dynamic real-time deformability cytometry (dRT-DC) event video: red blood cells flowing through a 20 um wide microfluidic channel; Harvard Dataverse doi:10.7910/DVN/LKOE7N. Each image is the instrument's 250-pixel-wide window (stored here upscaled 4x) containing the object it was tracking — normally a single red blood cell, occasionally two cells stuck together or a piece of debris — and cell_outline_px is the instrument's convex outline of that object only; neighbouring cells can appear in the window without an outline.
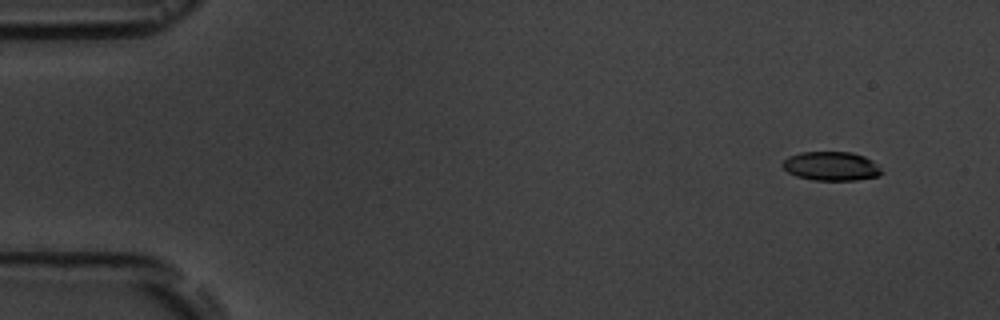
{"species": "common noctule bat (a hibernating species)", "species_latin": "Nyctalus noctula", "temperature_condition": "room temperature", "stored_images_in_passage": 9, "camera_frame_rate_fps": 3000, "um_per_image_px": 0.085, "animal": {"sex": "male", "body_mass_g": 19.5, "forearm_length_mm": 54.6}, "frame": {"image": 1, "passage_image": 1, "time_ms": 0.0, "image_size_px": [1000, 320], "cell_outline_px": [[884, 172], [880, 176], [856, 180], [812, 180], [796, 176], [788, 172], [780, 164], [788, 156], [800, 152], [852, 152], [864, 156], [872, 160]], "centroid_in_image_um": [70.66, 14.12], "position_along_channel_um": 14.3, "area_um2": 16.88}}
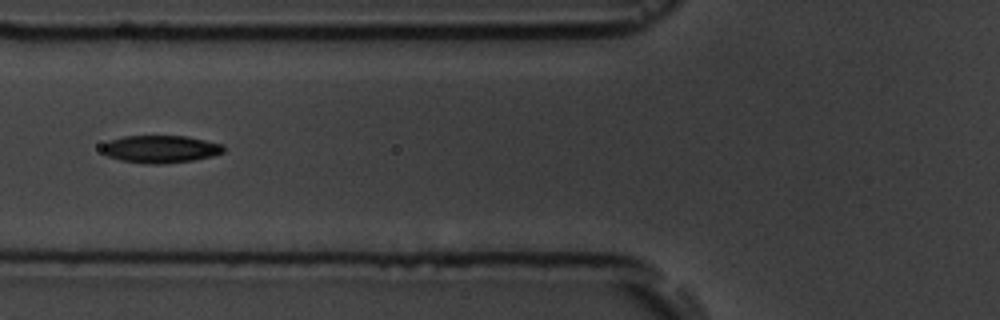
{"frame": {"image": 2, "passage_image": 6, "time_ms": 5.667, "image_size_px": [1000, 320], "cell_outline_px": [[224, 152], [212, 156], [192, 160], [160, 164], [152, 164], [120, 160], [108, 156], [100, 148], [108, 140], [124, 136], [184, 136], [224, 144]], "centroid_in_image_um": [13.63, 12.66], "position_along_channel_um": 112.2, "area_um2": 19.36}}
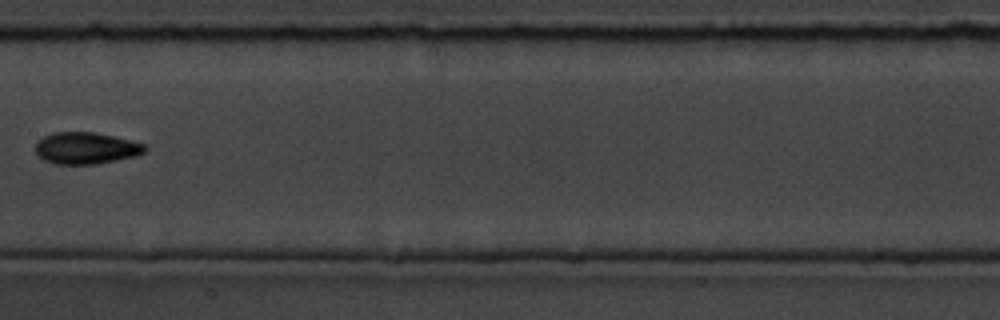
{"frame": {"image": 3, "passage_image": 8, "time_ms": 8.0, "image_size_px": [1000, 320], "cell_outline_px": [[148, 148], [144, 152], [136, 156], [96, 164], [52, 164], [36, 156], [36, 140], [52, 132], [96, 132], [144, 144]], "centroid_in_image_um": [7.26, 12.59], "position_along_channel_um": 200.1, "area_um2": 20.35}}